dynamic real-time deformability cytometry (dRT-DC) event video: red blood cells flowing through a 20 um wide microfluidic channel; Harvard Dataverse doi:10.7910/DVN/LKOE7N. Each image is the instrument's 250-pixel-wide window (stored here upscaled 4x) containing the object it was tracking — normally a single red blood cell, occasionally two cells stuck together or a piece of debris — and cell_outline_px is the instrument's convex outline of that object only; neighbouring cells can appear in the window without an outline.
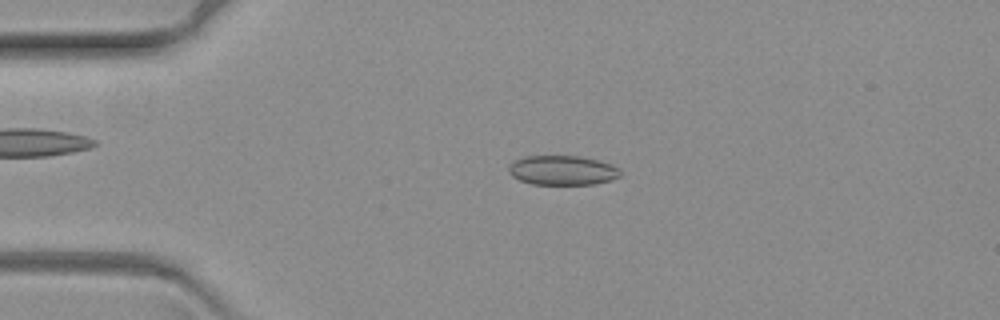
{"species": "common noctule bat (a hibernating species)", "species_latin": "Nyctalus noctula", "temperature_condition": "warm", "stored_images_in_passage": 66, "camera_frame_rate_fps": 3000, "um_per_image_px": 0.085, "animal": {"sex": "female", "body_mass_g": 19.3, "forearm_length_mm": 54.1}, "frame": {"image": 1, "passage_image": 15, "time_ms": 4.667, "image_size_px": [1000, 320], "cell_outline_px": [[620, 176], [612, 180], [596, 184], [532, 184], [520, 180], [512, 176], [508, 172], [508, 168], [516, 160], [524, 156], [580, 156], [612, 164], [620, 168]], "centroid_in_image_um": [47.83, 14.48], "position_along_channel_um": 37.2, "area_um2": 19.19}}
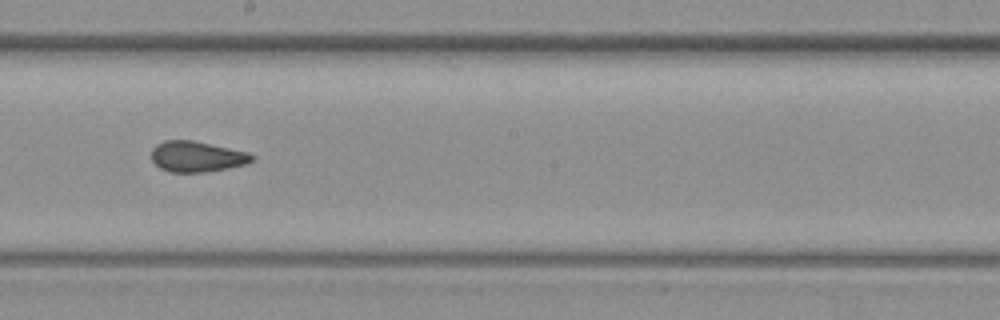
{"frame": {"image": 2, "passage_image": 37, "time_ms": 12.0, "image_size_px": [1000, 320], "cell_outline_px": [[256, 160], [248, 164], [228, 168], [204, 172], [168, 172], [160, 168], [152, 160], [152, 148], [156, 144], [164, 140], [192, 140], [248, 152], [256, 156]], "centroid_in_image_um": [16.76, 13.31], "position_along_channel_um": 231.4, "area_um2": 18.15}}
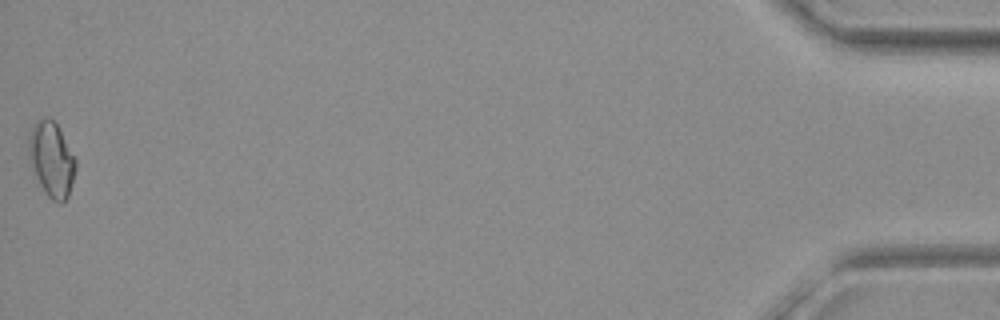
{"frame": {"image": 3, "passage_image": 66, "time_ms": 21.667, "image_size_px": [1000, 320], "cell_outline_px": [[76, 168], [68, 196], [60, 204], [52, 200], [48, 196], [40, 184], [28, 160], [28, 140], [32, 128], [44, 116], [52, 120], [56, 124], [76, 160]], "centroid_in_image_um": [4.37, 13.57], "position_along_channel_um": 430.8, "area_um2": 20.06}}